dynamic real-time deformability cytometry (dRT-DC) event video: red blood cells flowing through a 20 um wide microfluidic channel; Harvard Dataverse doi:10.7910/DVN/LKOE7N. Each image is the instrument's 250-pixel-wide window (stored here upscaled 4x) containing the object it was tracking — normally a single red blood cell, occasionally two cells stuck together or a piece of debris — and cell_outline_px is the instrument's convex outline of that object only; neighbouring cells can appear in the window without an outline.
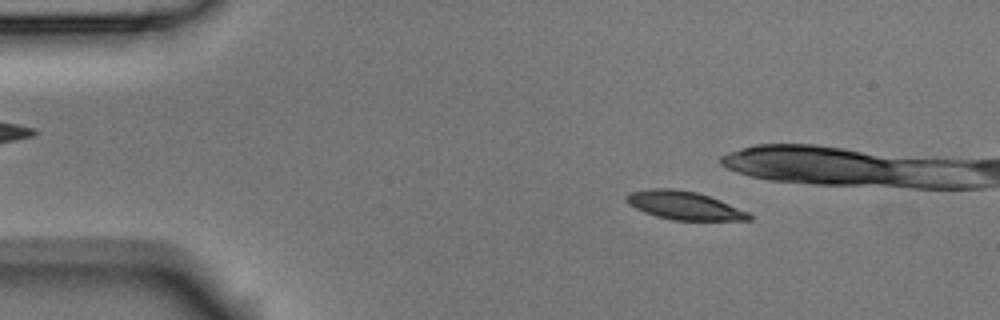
{"species": "Egyptian fruit bat (a non-hibernating species)", "species_latin": "Rousettus aegyptiacus", "temperature_condition": "room temperature", "stored_images_in_passage": 5, "camera_frame_rate_fps": 3000, "um_per_image_px": 0.085, "animal": {"sex": "male"}, "frame": {"image": 1, "passage_image": 2, "time_ms": 0.333, "image_size_px": [1000, 320], "cell_outline_px": [[752, 220], [672, 220], [656, 216], [644, 212], [628, 204], [624, 200], [624, 196], [628, 192], [648, 188], [672, 188], [696, 192], [720, 200], [748, 212], [752, 216]], "centroid_in_image_um": [58.09, 17.45], "position_along_channel_um": 26.9, "area_um2": 20.35}}